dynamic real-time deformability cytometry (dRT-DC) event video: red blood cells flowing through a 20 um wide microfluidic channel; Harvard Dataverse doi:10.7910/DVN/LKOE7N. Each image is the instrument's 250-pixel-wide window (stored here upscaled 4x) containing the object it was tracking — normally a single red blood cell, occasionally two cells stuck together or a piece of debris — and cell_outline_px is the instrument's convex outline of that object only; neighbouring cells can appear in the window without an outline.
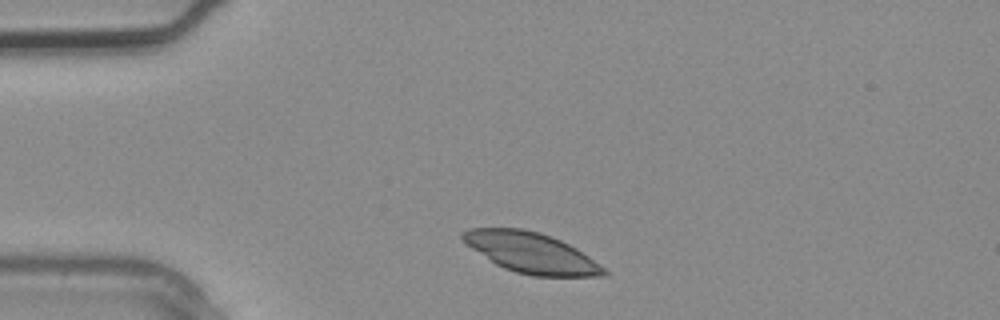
{"species": "common noctule bat (a hibernating species)", "species_latin": "Nyctalus noctula", "temperature_condition": "warm", "stored_images_in_passage": 1, "camera_frame_rate_fps": 3000, "um_per_image_px": 0.085, "animal": {"sex": "male", "body_mass_g": 20.4}, "frame": {"image": 1, "passage_image": 1, "time_ms": 0.0, "image_size_px": [1000, 320], "cell_outline_px": [[608, 272], [604, 276], [532, 276], [516, 272], [504, 268], [496, 264], [472, 248], [460, 236], [460, 232], [468, 228], [524, 228], [540, 232], [552, 236], [576, 248], [588, 256], [604, 268]], "centroid_in_image_um": [45.14, 21.47], "position_along_channel_um": 39.9, "area_um2": 33.0}}